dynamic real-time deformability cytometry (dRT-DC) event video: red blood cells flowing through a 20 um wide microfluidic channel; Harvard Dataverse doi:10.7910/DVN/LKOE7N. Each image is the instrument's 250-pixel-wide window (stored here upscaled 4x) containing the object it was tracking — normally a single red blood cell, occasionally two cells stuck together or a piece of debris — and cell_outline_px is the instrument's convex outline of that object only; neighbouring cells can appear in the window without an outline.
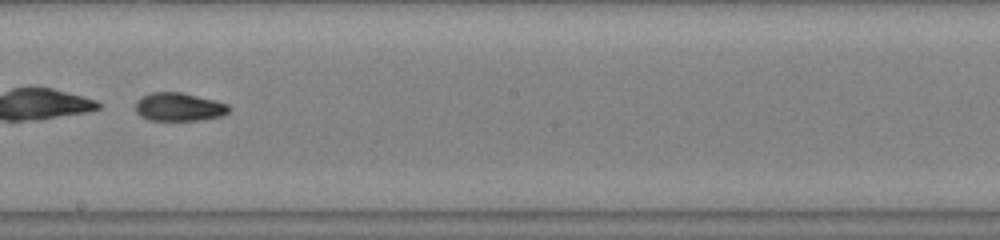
{"species": "common noctule bat (a hibernating species)", "species_latin": "Nyctalus noctula", "temperature_condition": "warm", "stored_images_in_passage": 50, "camera_frame_rate_fps": 3000, "um_per_image_px": 0.085, "animal": {"sex": "male", "body_mass_g": 19.0, "forearm_length_mm": 50.8}, "frame": {"image": 1, "passage_image": 30, "time_ms": 9.667, "image_size_px": [1000, 240], "cell_outline_px": [[232, 108], [228, 112], [220, 116], [196, 120], [148, 120], [140, 116], [136, 112], [136, 104], [144, 96], [152, 92], [180, 92], [228, 104]], "centroid_in_image_um": [15.21, 9.1], "position_along_channel_um": 233.0, "area_um2": 15.09}}
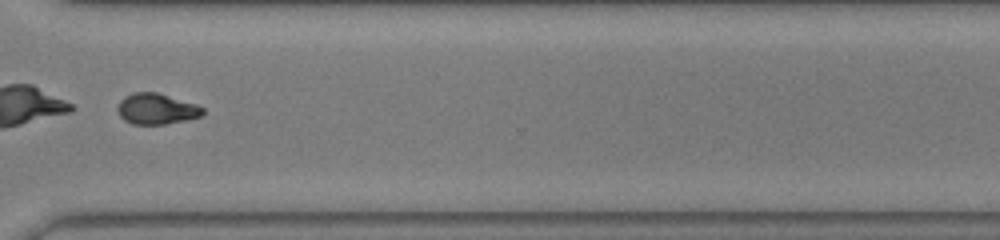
{"frame": {"image": 2, "passage_image": 39, "time_ms": 12.667, "image_size_px": [1000, 240], "cell_outline_px": [[204, 112], [200, 116], [184, 120], [164, 124], [132, 124], [124, 120], [120, 116], [116, 108], [120, 100], [124, 96], [132, 92], [156, 92], [196, 104], [204, 108]], "centroid_in_image_um": [13.26, 9.25], "position_along_channel_um": 357.3, "area_um2": 15.26}}